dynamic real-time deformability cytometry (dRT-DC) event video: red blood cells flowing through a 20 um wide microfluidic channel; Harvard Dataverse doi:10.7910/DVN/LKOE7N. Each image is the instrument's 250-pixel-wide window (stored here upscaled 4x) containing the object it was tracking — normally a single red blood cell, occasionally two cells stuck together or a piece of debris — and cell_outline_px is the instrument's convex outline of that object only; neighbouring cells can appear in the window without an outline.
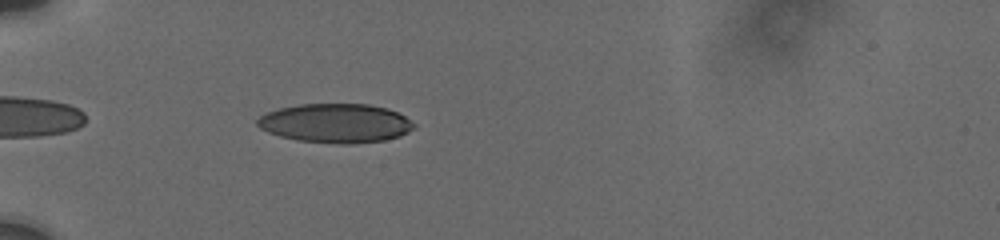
{"species": "human", "species_latin": "Homo sapiens", "temperature_condition": "cold", "stored_images_in_passage": 5, "camera_frame_rate_fps": 3000, "um_per_image_px": 0.085, "donor": {"sex": "male"}, "frame": {"image": 1, "passage_image": 2, "time_ms": 0.667, "image_size_px": [1000, 240], "cell_outline_px": [[416, 128], [400, 136], [384, 140], [352, 144], [340, 144], [300, 140], [280, 136], [268, 132], [260, 128], [256, 124], [256, 120], [264, 112], [280, 108], [300, 104], [368, 104], [388, 108], [404, 116], [416, 124]], "centroid_in_image_um": [28.53, 10.47], "position_along_channel_um": 56.5, "area_um2": 35.78}}
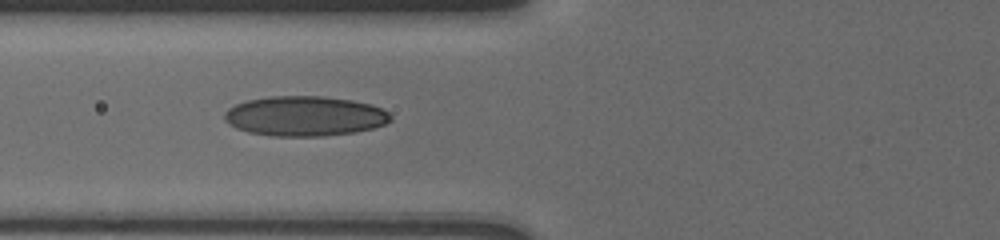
{"frame": {"image": 2, "passage_image": 4, "time_ms": 2.333, "image_size_px": [1000, 240], "cell_outline_px": [[392, 120], [384, 124], [372, 128], [356, 132], [324, 136], [272, 136], [248, 132], [236, 128], [228, 124], [224, 120], [224, 112], [228, 108], [236, 104], [248, 100], [268, 96], [324, 96], [352, 100], [372, 104], [388, 112], [392, 116]], "centroid_in_image_um": [25.89, 9.86], "position_along_channel_um": 99.9, "area_um2": 38.9}}
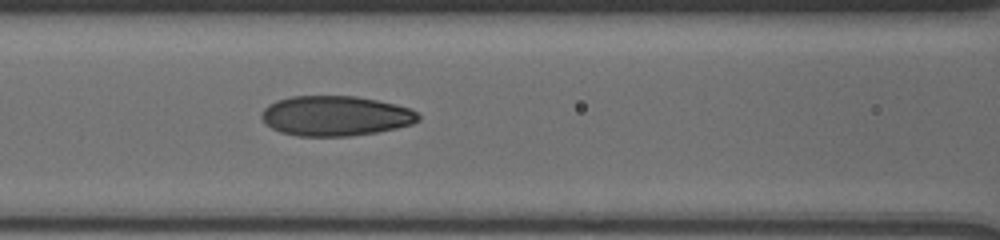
{"frame": {"image": 3, "passage_image": 5, "time_ms": 3.333, "image_size_px": [1000, 240], "cell_outline_px": [[420, 120], [412, 124], [396, 128], [376, 132], [348, 136], [296, 136], [280, 132], [264, 124], [260, 116], [260, 112], [268, 104], [276, 100], [292, 96], [356, 96], [396, 104], [412, 108], [420, 116]], "centroid_in_image_um": [28.49, 9.85], "position_along_channel_um": 138.1, "area_um2": 36.88}}